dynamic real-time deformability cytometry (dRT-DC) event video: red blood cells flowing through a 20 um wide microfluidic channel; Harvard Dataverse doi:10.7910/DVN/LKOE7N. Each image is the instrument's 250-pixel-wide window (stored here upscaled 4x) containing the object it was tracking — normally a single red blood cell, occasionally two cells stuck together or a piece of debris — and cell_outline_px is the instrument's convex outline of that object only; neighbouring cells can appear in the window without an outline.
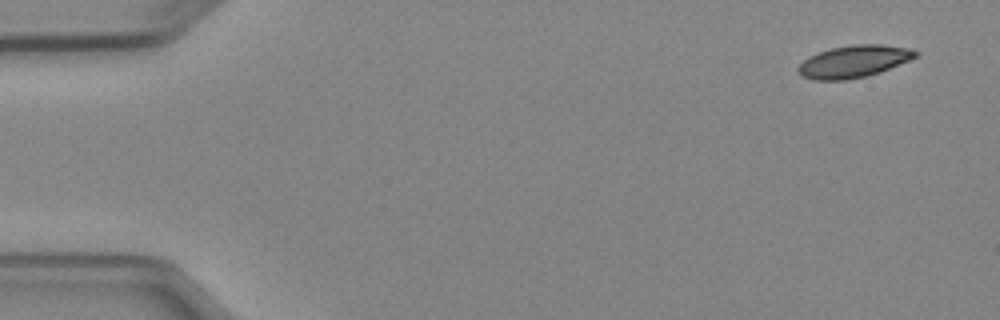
{"species": "Egyptian fruit bat (a non-hibernating species)", "species_latin": "Rousettus aegyptiacus", "temperature_condition": "cold", "stored_images_in_passage": 5, "camera_frame_rate_fps": 3000, "um_per_image_px": 0.085, "animal": {"sex": "female"}, "frame": {"image": 1, "passage_image": 1, "time_ms": 0.0, "image_size_px": [1000, 320], "cell_outline_px": [[920, 52], [916, 56], [908, 60], [880, 72], [848, 80], [812, 80], [800, 76], [796, 72], [796, 68], [808, 56], [832, 48], [852, 44], [880, 44], [912, 48]], "centroid_in_image_um": [72.53, 5.22], "position_along_channel_um": 12.5, "area_um2": 22.08}}
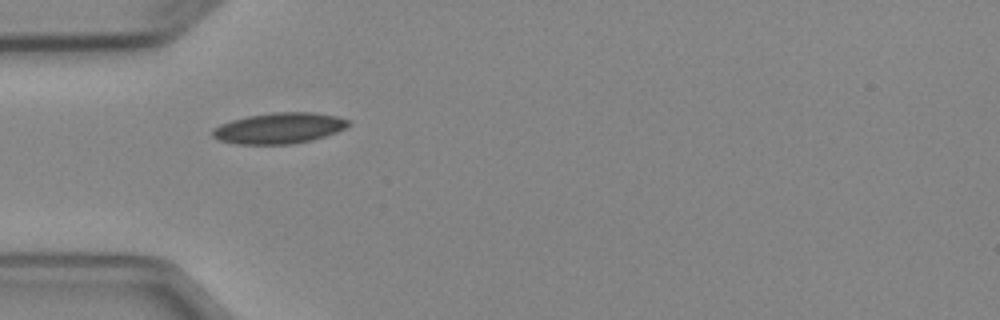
{"frame": {"image": 2, "passage_image": 4, "time_ms": 4.333, "image_size_px": [1000, 320], "cell_outline_px": [[352, 124], [336, 132], [312, 140], [292, 144], [236, 144], [220, 140], [212, 136], [212, 128], [220, 124], [232, 120], [248, 116], [272, 112], [316, 112], [336, 116], [352, 120]], "centroid_in_image_um": [23.75, 10.88], "position_along_channel_um": 61.3, "area_um2": 24.57}}